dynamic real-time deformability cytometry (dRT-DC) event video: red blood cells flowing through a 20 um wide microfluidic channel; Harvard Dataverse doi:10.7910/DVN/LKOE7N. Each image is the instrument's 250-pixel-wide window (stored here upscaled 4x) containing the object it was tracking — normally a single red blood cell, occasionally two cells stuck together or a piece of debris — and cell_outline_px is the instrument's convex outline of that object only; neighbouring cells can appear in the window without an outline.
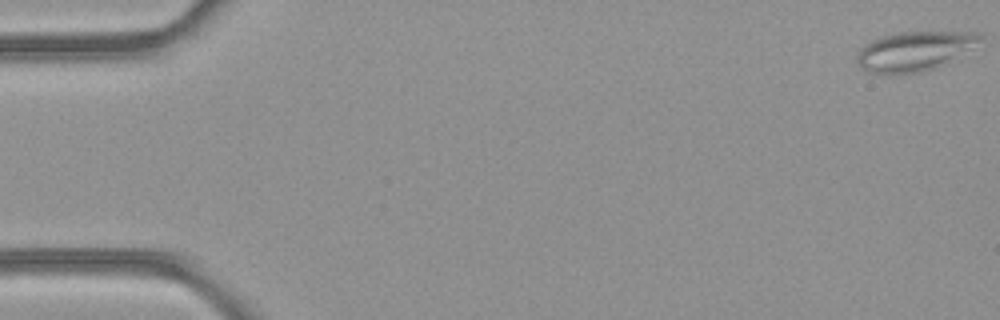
{"species": "common noctule bat (a hibernating species)", "species_latin": "Nyctalus noctula", "temperature_condition": "room temperature", "stored_images_in_passage": 12, "camera_frame_rate_fps": 3000, "um_per_image_px": 0.085, "animal": {"sex": "female", "body_mass_g": 21.9}, "frame": {"image": 1, "passage_image": 1, "time_ms": 0.0, "image_size_px": [1000, 320], "cell_outline_px": [[984, 36], [932, 68], [920, 72], [888, 76], [868, 72], [860, 68], [856, 60], [856, 56], [860, 48], [864, 44], [880, 36], [896, 32], [980, 32]], "centroid_in_image_um": [77.49, 4.35], "position_along_channel_um": 7.5, "area_um2": 27.51}}